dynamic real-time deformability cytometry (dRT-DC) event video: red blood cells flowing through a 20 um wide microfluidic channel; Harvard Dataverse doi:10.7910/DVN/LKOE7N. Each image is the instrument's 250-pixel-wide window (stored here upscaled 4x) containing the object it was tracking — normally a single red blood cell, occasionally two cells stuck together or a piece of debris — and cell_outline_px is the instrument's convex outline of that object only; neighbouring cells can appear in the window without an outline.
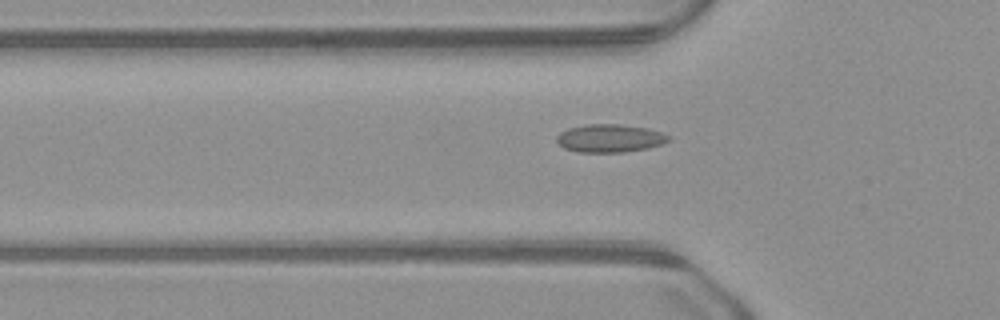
{"species": "common noctule bat (a hibernating species)", "species_latin": "Nyctalus noctula", "temperature_condition": "warm", "stored_images_in_passage": 44, "camera_frame_rate_fps": 3000, "um_per_image_px": 0.085, "animal": {"sex": "male", "body_mass_g": 23.1, "forearm_length_mm": 52.7}, "frame": {"image": 1, "passage_image": 16, "time_ms": 5.0, "image_size_px": [1000, 320], "cell_outline_px": [[672, 140], [648, 148], [624, 152], [576, 152], [564, 148], [556, 140], [556, 136], [560, 132], [568, 128], [584, 124], [620, 124], [648, 128], [672, 136]], "centroid_in_image_um": [51.84, 11.75], "position_along_channel_um": 74.0, "area_um2": 18.44}}
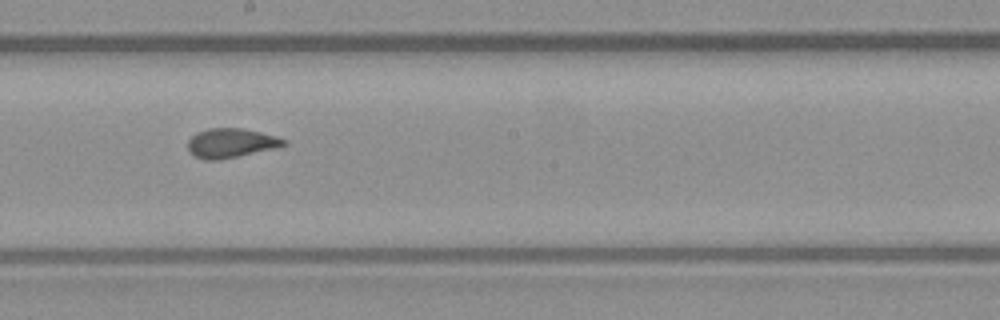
{"frame": {"image": 2, "passage_image": 27, "time_ms": 8.667, "image_size_px": [1000, 320], "cell_outline_px": [[288, 144], [276, 148], [220, 160], [204, 160], [196, 156], [188, 148], [188, 140], [196, 132], [208, 128], [240, 128], [260, 132], [276, 136], [288, 140]], "centroid_in_image_um": [19.66, 12.15], "position_along_channel_um": 228.5, "area_um2": 16.42}}
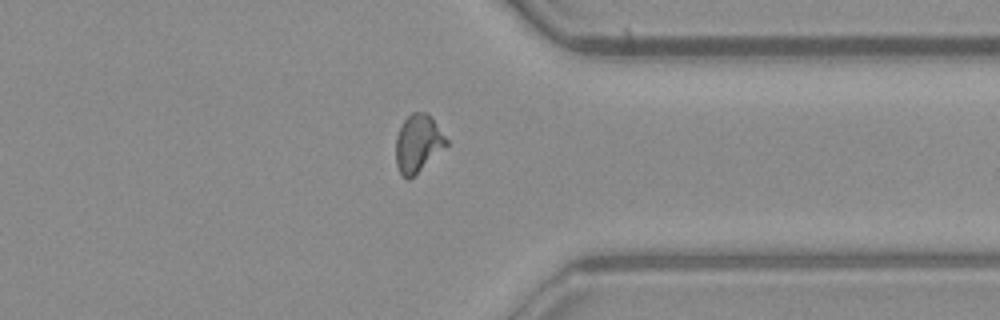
{"frame": {"image": 3, "passage_image": 38, "time_ms": 12.333, "image_size_px": [1000, 320], "cell_outline_px": [[448, 144], [408, 180], [400, 172], [396, 164], [396, 136], [404, 120], [412, 112], [428, 112], [448, 140]], "centroid_in_image_um": [35.52, 12.15], "position_along_channel_um": 375.9, "area_um2": 16.59}}